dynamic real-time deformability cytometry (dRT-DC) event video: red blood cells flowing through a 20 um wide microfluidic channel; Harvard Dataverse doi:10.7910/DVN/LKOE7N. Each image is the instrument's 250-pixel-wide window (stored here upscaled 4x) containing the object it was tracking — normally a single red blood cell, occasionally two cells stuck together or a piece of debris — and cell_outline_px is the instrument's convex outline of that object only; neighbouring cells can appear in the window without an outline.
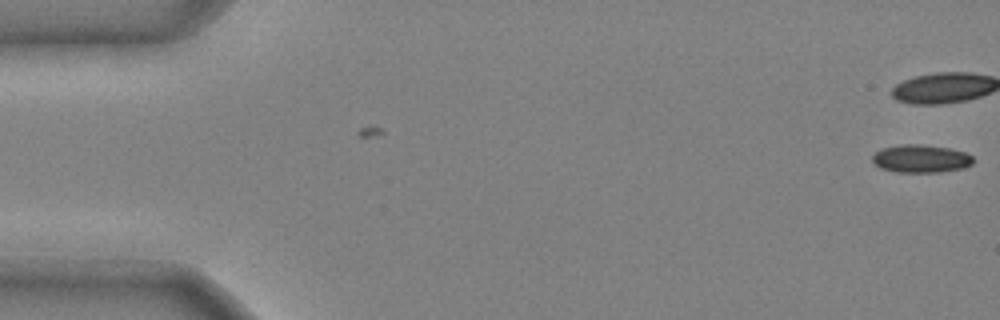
{"species": "common noctule bat (a hibernating species)", "species_latin": "Nyctalus noctula", "temperature_condition": "cold", "stored_images_in_passage": 5, "camera_frame_rate_fps": 3000, "um_per_image_px": 0.085, "animal": {"sex": "male", "body_mass_g": 20.4}, "frame": {"image": 1, "passage_image": 5, "time_ms": 1.333, "image_size_px": [1000, 320], "cell_outline_px": [[972, 164], [964, 168], [940, 172], [896, 172], [880, 168], [872, 160], [872, 156], [876, 152], [884, 148], [904, 144], [916, 144], [948, 148], [964, 152], [972, 156]], "centroid_in_image_um": [78.27, 13.5], "position_along_channel_um": 6.7, "area_um2": 16.18}}